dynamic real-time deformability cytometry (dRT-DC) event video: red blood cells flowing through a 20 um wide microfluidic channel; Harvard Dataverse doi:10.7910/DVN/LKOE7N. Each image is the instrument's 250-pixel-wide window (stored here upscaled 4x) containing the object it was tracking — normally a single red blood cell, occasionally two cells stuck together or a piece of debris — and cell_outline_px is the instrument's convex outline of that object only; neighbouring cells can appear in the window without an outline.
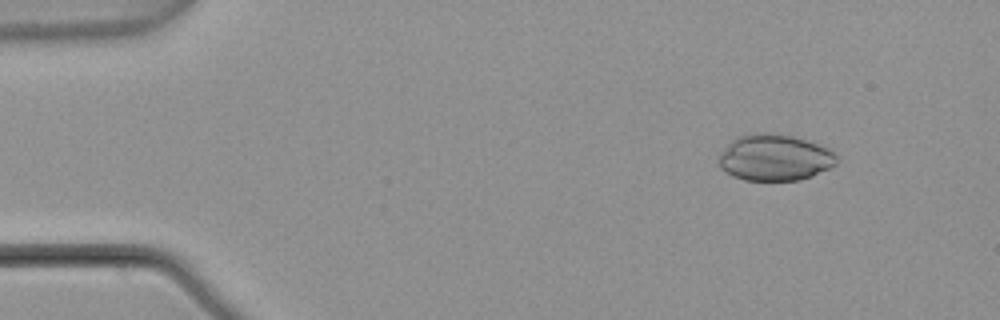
{"species": "common noctule bat (a hibernating species)", "species_latin": "Nyctalus noctula", "temperature_condition": "warm", "stored_images_in_passage": 3, "camera_frame_rate_fps": 3000, "um_per_image_px": 0.085, "animal": {"sex": "male", "body_mass_g": 21.5, "forearm_length_mm": 52.0}, "frame": {"image": 1, "passage_image": 1, "time_ms": 0.0, "image_size_px": [1000, 320], "cell_outline_px": [[836, 164], [832, 168], [812, 176], [800, 180], [744, 180], [732, 176], [720, 168], [720, 152], [736, 136], [752, 132], [764, 132], [792, 136], [828, 148], [836, 156]], "centroid_in_image_um": [65.83, 13.4], "position_along_channel_um": 19.2, "area_um2": 31.85}}